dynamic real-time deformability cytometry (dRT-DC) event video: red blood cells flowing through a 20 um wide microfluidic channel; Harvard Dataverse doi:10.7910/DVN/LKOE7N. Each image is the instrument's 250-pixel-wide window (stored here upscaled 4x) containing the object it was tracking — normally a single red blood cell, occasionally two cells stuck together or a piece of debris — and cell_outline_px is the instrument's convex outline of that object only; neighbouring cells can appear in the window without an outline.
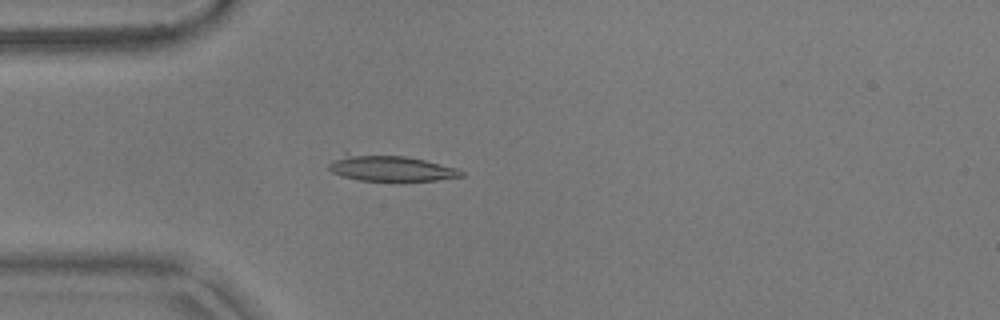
{"species": "common noctule bat (a hibernating species)", "species_latin": "Nyctalus noctula", "temperature_condition": "warm", "stored_images_in_passage": 53, "camera_frame_rate_fps": 3000, "um_per_image_px": 0.085, "animal": {"sex": "male", "body_mass_g": 17.9}, "frame": {"image": 1, "passage_image": 14, "time_ms": 4.333, "image_size_px": [1000, 320], "cell_outline_px": [[464, 176], [436, 180], [360, 180], [340, 176], [332, 172], [328, 168], [328, 164], [332, 160], [344, 152], [348, 152], [404, 156], [424, 160], [456, 168], [464, 172]], "centroid_in_image_um": [33.1, 14.27], "position_along_channel_um": 51.9, "area_um2": 20.06}}
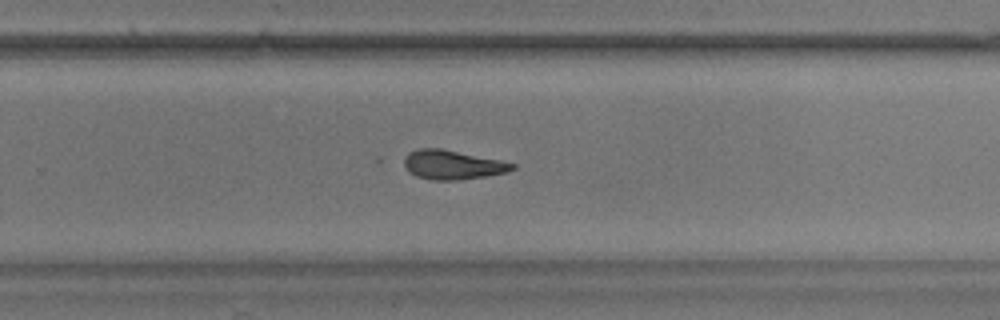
{"frame": {"image": 2, "passage_image": 34, "time_ms": 11.0, "image_size_px": [1000, 320], "cell_outline_px": [[516, 168], [504, 172], [484, 176], [456, 180], [432, 180], [416, 176], [408, 172], [404, 164], [404, 160], [408, 152], [416, 148], [440, 148], [500, 160], [516, 164]], "centroid_in_image_um": [38.41, 14.0], "position_along_channel_um": 291.4, "area_um2": 18.26}}
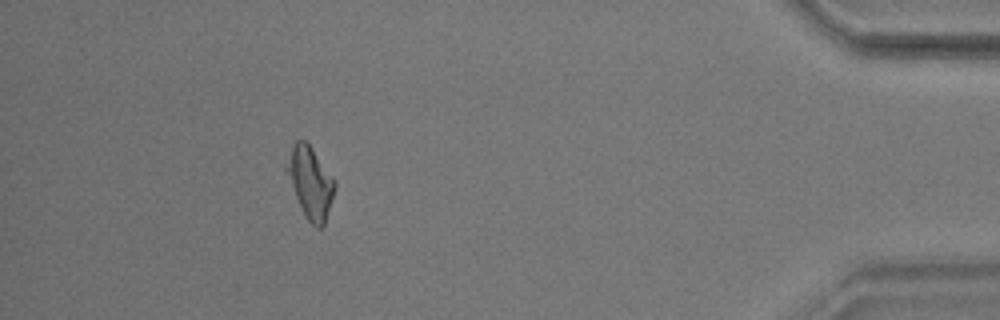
{"frame": {"image": 3, "passage_image": 48, "time_ms": 15.667, "image_size_px": [1000, 320], "cell_outline_px": [[336, 188], [324, 224], [320, 228], [316, 228], [308, 220], [284, 172], [284, 168], [292, 148], [296, 140], [304, 140], [312, 148], [336, 180]], "centroid_in_image_um": [26.39, 15.5], "position_along_channel_um": 408.8, "area_um2": 19.77}, "authors_computed_cell_mechanics": {"area_um2": 19.2474, "velocity_mm_per_s": 3.7096, "shape_relaxation_time_tau1_ms": 5.6738, "shape_relaxation_time_tau2_ms": 4.9996, "deformation_change_tau1": 0.1604, "deformation_change_tau2": 0.1343}}